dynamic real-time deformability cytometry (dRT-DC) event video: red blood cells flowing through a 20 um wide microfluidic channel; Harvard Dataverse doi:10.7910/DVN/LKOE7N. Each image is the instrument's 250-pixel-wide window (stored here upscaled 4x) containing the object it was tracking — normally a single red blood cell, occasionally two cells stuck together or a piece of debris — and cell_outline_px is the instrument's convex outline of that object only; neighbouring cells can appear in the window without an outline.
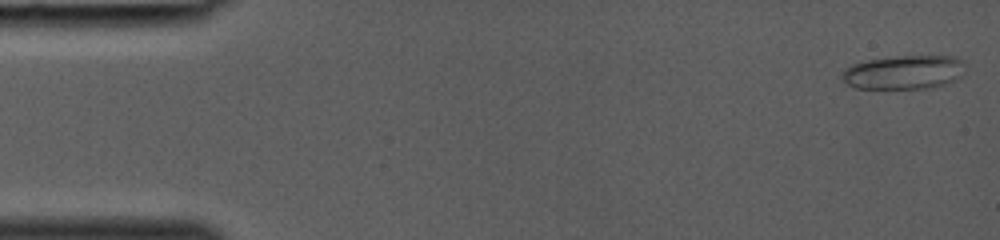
{"species": "common noctule bat (a hibernating species)", "species_latin": "Nyctalus noctula", "temperature_condition": "room temperature", "stored_images_in_passage": 15, "camera_frame_rate_fps": 3000, "um_per_image_px": 0.085, "animal": {"sex": "female", "body_mass_g": 19.0, "forearm_length_mm": 53.3}, "frame": {"image": 1, "passage_image": 1, "time_ms": 0.0, "image_size_px": [1000, 240], "cell_outline_px": [[960, 76], [944, 84], [932, 88], [856, 88], [848, 84], [840, 76], [844, 68], [852, 64], [868, 60], [896, 56], [952, 56], [960, 60]], "centroid_in_image_um": [76.73, 6.14], "position_along_channel_um": 8.3, "area_um2": 23.81}}
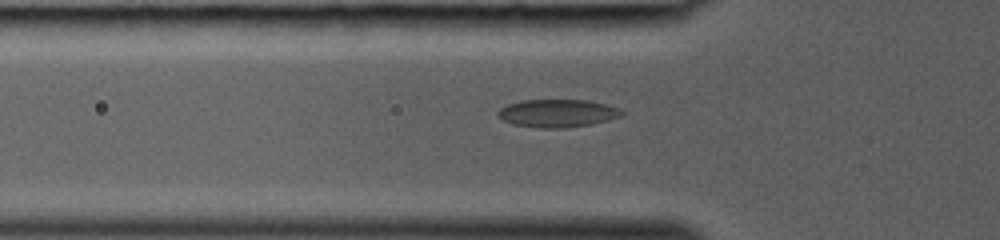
{"frame": {"image": 2, "passage_image": 12, "time_ms": 3.667, "image_size_px": [1000, 240], "cell_outline_px": [[624, 116], [592, 124], [564, 128], [540, 128], [512, 124], [500, 120], [496, 116], [496, 112], [500, 108], [508, 104], [520, 100], [588, 100], [620, 108], [624, 112]], "centroid_in_image_um": [47.36, 9.63], "position_along_channel_um": 78.4, "area_um2": 20.4}}
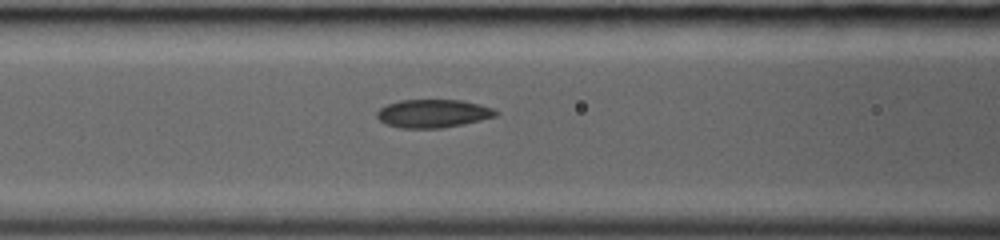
{"frame": {"image": 3, "passage_image": 15, "time_ms": 4.667, "image_size_px": [1000, 240], "cell_outline_px": [[500, 112], [496, 116], [480, 120], [440, 128], [400, 128], [388, 124], [380, 120], [376, 116], [376, 112], [380, 108], [388, 104], [400, 100], [464, 100], [480, 104], [492, 108]], "centroid_in_image_um": [36.81, 9.64], "position_along_channel_um": 129.8, "area_um2": 19.42}}